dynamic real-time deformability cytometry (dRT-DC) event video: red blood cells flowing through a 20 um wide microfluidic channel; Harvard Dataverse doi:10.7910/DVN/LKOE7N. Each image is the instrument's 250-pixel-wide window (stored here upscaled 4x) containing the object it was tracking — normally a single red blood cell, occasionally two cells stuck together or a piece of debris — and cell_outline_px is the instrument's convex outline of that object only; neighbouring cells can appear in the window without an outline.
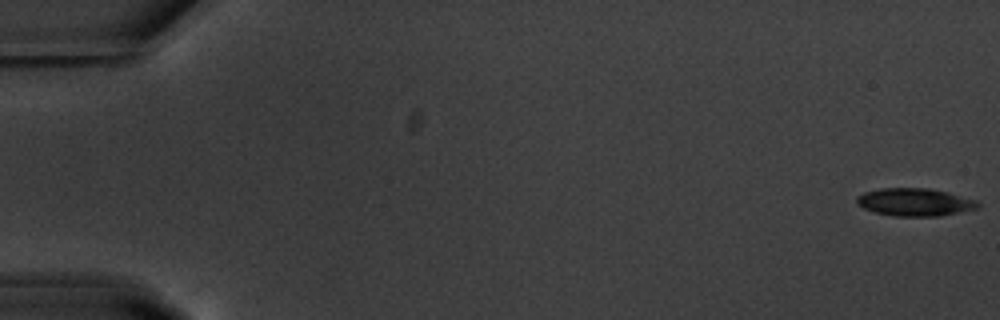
{"species": "common noctule bat (a hibernating species)", "species_latin": "Nyctalus noctula", "temperature_condition": "warm", "stored_images_in_passage": 55, "camera_frame_rate_fps": 3000, "um_per_image_px": 0.085, "animal": {"sex": "male", "body_mass_g": 20.1, "forearm_length_mm": 53.5}, "frame": {"image": 1, "passage_image": 1, "time_ms": 0.0, "image_size_px": [1000, 320], "cell_outline_px": [[980, 204], [976, 208], [960, 212], [940, 216], [892, 216], [876, 212], [864, 208], [856, 204], [856, 196], [864, 192], [880, 188], [928, 188], [948, 192], [976, 200]], "centroid_in_image_um": [77.73, 17.18], "position_along_channel_um": 7.3, "area_um2": 19.59}}
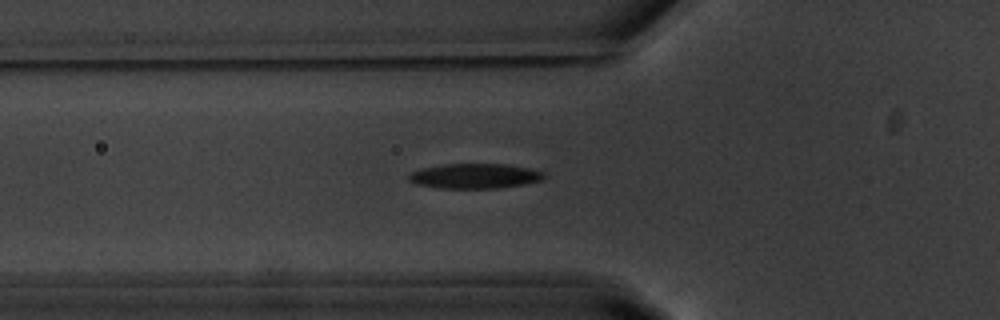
{"frame": {"image": 2, "passage_image": 20, "time_ms": 6.333, "image_size_px": [1000, 320], "cell_outline_px": [[544, 176], [540, 180], [524, 184], [496, 188], [440, 188], [416, 184], [408, 180], [408, 176], [412, 172], [420, 168], [444, 164], [504, 164], [528, 168], [544, 172]], "centroid_in_image_um": [40.31, 14.96], "position_along_channel_um": 85.5, "area_um2": 19.48}}
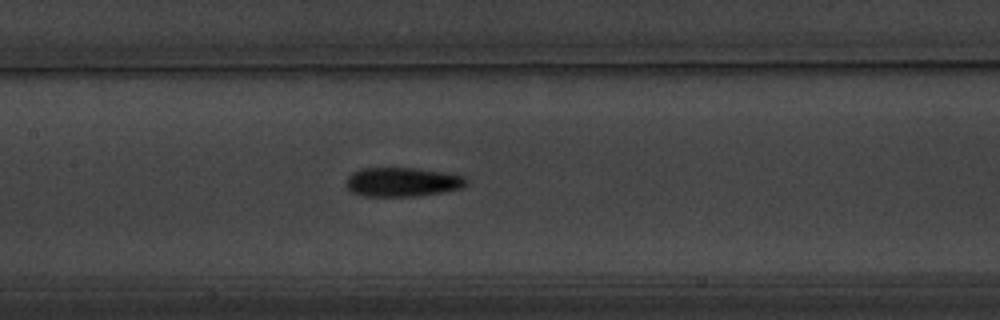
{"frame": {"image": 3, "passage_image": 27, "time_ms": 8.667, "image_size_px": [1000, 320], "cell_outline_px": [[468, 184], [464, 188], [416, 196], [364, 196], [352, 192], [344, 184], [344, 180], [352, 172], [360, 168], [420, 168], [444, 172], [464, 176], [468, 180]], "centroid_in_image_um": [34.19, 15.46], "position_along_channel_um": 173.2, "area_um2": 20.69}, "authors_computed_cell_mechanics": {"area_um2": 19.941, "velocity_mm_per_s": 3.7165, "shape_relaxation_time_tau1_ms": 3.2149, "shape_relaxation_time_tau2_ms": 5.2085, "deformation_change_tau1": 0.1413, "deformation_change_tau2": 0.1333}}